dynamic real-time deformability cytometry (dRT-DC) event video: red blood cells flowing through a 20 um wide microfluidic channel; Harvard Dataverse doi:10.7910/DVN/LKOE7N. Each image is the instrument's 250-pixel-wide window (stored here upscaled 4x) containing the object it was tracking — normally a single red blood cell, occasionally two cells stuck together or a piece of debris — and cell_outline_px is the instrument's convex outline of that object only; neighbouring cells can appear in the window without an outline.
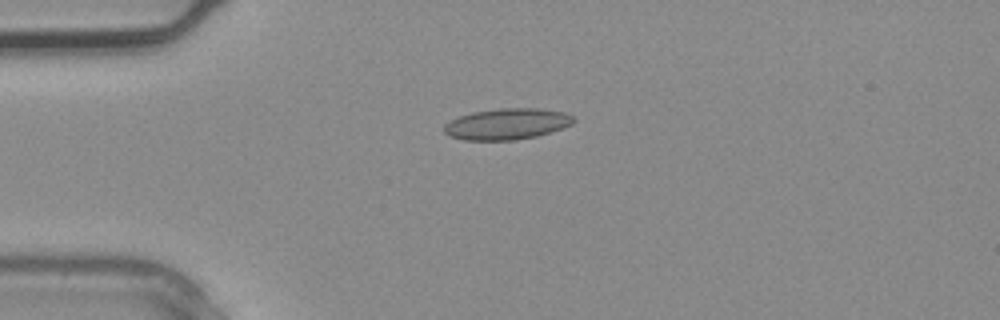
{"species": "common noctule bat (a hibernating species)", "species_latin": "Nyctalus noctula", "temperature_condition": "warm", "stored_images_in_passage": 2, "camera_frame_rate_fps": 3000, "um_per_image_px": 0.085, "animal": {"sex": "male", "body_mass_g": 20.4}, "frame": {"image": 1, "passage_image": 2, "time_ms": 0.333, "image_size_px": [1000, 320], "cell_outline_px": [[576, 120], [572, 124], [564, 128], [536, 136], [516, 140], [464, 140], [448, 136], [444, 132], [444, 124], [460, 116], [472, 112], [500, 108], [540, 108], [564, 112], [572, 116]], "centroid_in_image_um": [43.1, 10.54], "position_along_channel_um": 41.9, "area_um2": 23.58}}